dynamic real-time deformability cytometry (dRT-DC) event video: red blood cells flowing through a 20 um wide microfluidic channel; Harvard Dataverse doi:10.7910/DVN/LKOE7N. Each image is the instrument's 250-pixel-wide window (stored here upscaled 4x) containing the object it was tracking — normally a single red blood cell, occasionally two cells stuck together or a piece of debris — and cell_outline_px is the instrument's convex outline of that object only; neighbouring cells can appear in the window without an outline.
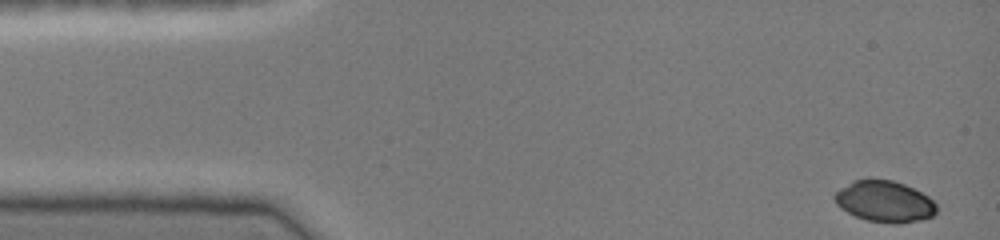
{"species": "common noctule bat (a hibernating species)", "species_latin": "Nyctalus noctula", "temperature_condition": "cold", "stored_images_in_passage": 42, "camera_frame_rate_fps": 3000, "um_per_image_px": 0.085, "animal": {"sex": "female", "body_mass_g": 19.0, "forearm_length_mm": 51.5}, "frame": {"image": 1, "passage_image": 1, "time_ms": 0.0, "image_size_px": [1000, 240], "cell_outline_px": [[936, 212], [932, 216], [920, 220], [900, 224], [896, 224], [868, 220], [856, 216], [840, 208], [836, 204], [832, 196], [840, 188], [852, 180], [892, 180], [904, 184], [928, 196], [936, 204]], "centroid_in_image_um": [75.17, 17.13], "position_along_channel_um": 9.8, "area_um2": 24.33}}
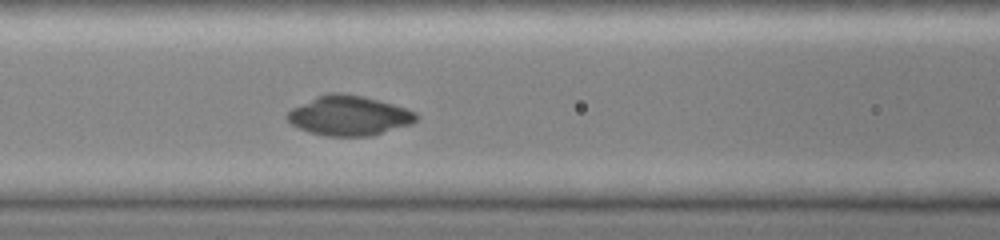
{"frame": {"image": 2, "passage_image": 18, "time_ms": 5.667, "image_size_px": [1000, 240], "cell_outline_px": [[420, 116], [412, 124], [372, 136], [324, 136], [308, 132], [292, 124], [284, 116], [292, 108], [316, 96], [328, 92], [340, 92], [364, 96], [380, 100], [416, 112]], "centroid_in_image_um": [29.67, 9.83], "position_along_channel_um": 136.9, "area_um2": 30.11}}
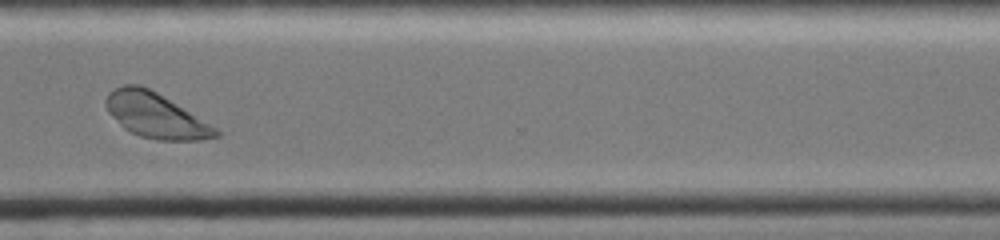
{"frame": {"image": 3, "passage_image": 34, "time_ms": 11.0, "image_size_px": [1000, 240], "cell_outline_px": [[220, 136], [200, 140], [156, 140], [140, 136], [124, 128], [108, 112], [104, 104], [104, 100], [108, 92], [124, 84], [140, 84], [156, 92], [216, 128], [220, 132]], "centroid_in_image_um": [13.18, 9.81], "position_along_channel_um": 357.4, "area_um2": 28.38}}